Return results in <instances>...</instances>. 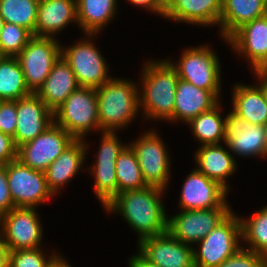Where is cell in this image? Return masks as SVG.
<instances>
[{"label":"cell","mask_w":267,"mask_h":267,"mask_svg":"<svg viewBox=\"0 0 267 267\" xmlns=\"http://www.w3.org/2000/svg\"><path fill=\"white\" fill-rule=\"evenodd\" d=\"M165 189L147 186L140 190H128L118 195L103 210L107 214L121 216L137 234V243L144 238L163 234L167 231L168 213L163 195Z\"/></svg>","instance_id":"1"},{"label":"cell","mask_w":267,"mask_h":267,"mask_svg":"<svg viewBox=\"0 0 267 267\" xmlns=\"http://www.w3.org/2000/svg\"><path fill=\"white\" fill-rule=\"evenodd\" d=\"M139 73L140 120L173 124L176 86L179 80L175 68L164 57L147 59Z\"/></svg>","instance_id":"2"},{"label":"cell","mask_w":267,"mask_h":267,"mask_svg":"<svg viewBox=\"0 0 267 267\" xmlns=\"http://www.w3.org/2000/svg\"><path fill=\"white\" fill-rule=\"evenodd\" d=\"M96 93L101 131L122 132L141 117L138 81L114 75Z\"/></svg>","instance_id":"3"},{"label":"cell","mask_w":267,"mask_h":267,"mask_svg":"<svg viewBox=\"0 0 267 267\" xmlns=\"http://www.w3.org/2000/svg\"><path fill=\"white\" fill-rule=\"evenodd\" d=\"M211 44L185 47L179 60L166 58L175 68L179 79L210 92H222V66L219 53Z\"/></svg>","instance_id":"4"},{"label":"cell","mask_w":267,"mask_h":267,"mask_svg":"<svg viewBox=\"0 0 267 267\" xmlns=\"http://www.w3.org/2000/svg\"><path fill=\"white\" fill-rule=\"evenodd\" d=\"M98 34L84 33L71 45L61 44V56L70 65L79 86L97 88L111 79L110 65L94 41Z\"/></svg>","instance_id":"5"},{"label":"cell","mask_w":267,"mask_h":267,"mask_svg":"<svg viewBox=\"0 0 267 267\" xmlns=\"http://www.w3.org/2000/svg\"><path fill=\"white\" fill-rule=\"evenodd\" d=\"M96 89L79 86L54 112V122L75 139L101 132Z\"/></svg>","instance_id":"6"},{"label":"cell","mask_w":267,"mask_h":267,"mask_svg":"<svg viewBox=\"0 0 267 267\" xmlns=\"http://www.w3.org/2000/svg\"><path fill=\"white\" fill-rule=\"evenodd\" d=\"M128 143L136 153L146 184L168 190L172 179V154L158 130L153 126Z\"/></svg>","instance_id":"7"},{"label":"cell","mask_w":267,"mask_h":267,"mask_svg":"<svg viewBox=\"0 0 267 267\" xmlns=\"http://www.w3.org/2000/svg\"><path fill=\"white\" fill-rule=\"evenodd\" d=\"M240 213L232 211L193 247L195 267H218L242 246Z\"/></svg>","instance_id":"8"},{"label":"cell","mask_w":267,"mask_h":267,"mask_svg":"<svg viewBox=\"0 0 267 267\" xmlns=\"http://www.w3.org/2000/svg\"><path fill=\"white\" fill-rule=\"evenodd\" d=\"M38 208L14 207L0 216V234L9 251L40 248L44 228Z\"/></svg>","instance_id":"9"},{"label":"cell","mask_w":267,"mask_h":267,"mask_svg":"<svg viewBox=\"0 0 267 267\" xmlns=\"http://www.w3.org/2000/svg\"><path fill=\"white\" fill-rule=\"evenodd\" d=\"M232 208L227 199L213 209L179 210L168 215L167 231L178 241L194 247L233 211Z\"/></svg>","instance_id":"10"},{"label":"cell","mask_w":267,"mask_h":267,"mask_svg":"<svg viewBox=\"0 0 267 267\" xmlns=\"http://www.w3.org/2000/svg\"><path fill=\"white\" fill-rule=\"evenodd\" d=\"M8 187L15 207L40 208L55 198L49 190L45 172L32 169L15 159L5 165ZM40 206V207H39Z\"/></svg>","instance_id":"11"},{"label":"cell","mask_w":267,"mask_h":267,"mask_svg":"<svg viewBox=\"0 0 267 267\" xmlns=\"http://www.w3.org/2000/svg\"><path fill=\"white\" fill-rule=\"evenodd\" d=\"M61 40L33 36L17 56L28 89L36 93L61 57Z\"/></svg>","instance_id":"12"},{"label":"cell","mask_w":267,"mask_h":267,"mask_svg":"<svg viewBox=\"0 0 267 267\" xmlns=\"http://www.w3.org/2000/svg\"><path fill=\"white\" fill-rule=\"evenodd\" d=\"M74 140L54 122L35 139L17 147V160L32 169L45 171Z\"/></svg>","instance_id":"13"},{"label":"cell","mask_w":267,"mask_h":267,"mask_svg":"<svg viewBox=\"0 0 267 267\" xmlns=\"http://www.w3.org/2000/svg\"><path fill=\"white\" fill-rule=\"evenodd\" d=\"M228 46L251 72L267 71V14L243 24L228 38Z\"/></svg>","instance_id":"14"},{"label":"cell","mask_w":267,"mask_h":267,"mask_svg":"<svg viewBox=\"0 0 267 267\" xmlns=\"http://www.w3.org/2000/svg\"><path fill=\"white\" fill-rule=\"evenodd\" d=\"M178 202L179 210L213 209L220 207L229 192L195 167L184 178Z\"/></svg>","instance_id":"15"},{"label":"cell","mask_w":267,"mask_h":267,"mask_svg":"<svg viewBox=\"0 0 267 267\" xmlns=\"http://www.w3.org/2000/svg\"><path fill=\"white\" fill-rule=\"evenodd\" d=\"M137 251L159 267H195L193 247L175 239L168 231L137 243Z\"/></svg>","instance_id":"16"},{"label":"cell","mask_w":267,"mask_h":267,"mask_svg":"<svg viewBox=\"0 0 267 267\" xmlns=\"http://www.w3.org/2000/svg\"><path fill=\"white\" fill-rule=\"evenodd\" d=\"M228 112L225 114V143L230 153L245 159H264L265 126L249 124L231 108Z\"/></svg>","instance_id":"17"},{"label":"cell","mask_w":267,"mask_h":267,"mask_svg":"<svg viewBox=\"0 0 267 267\" xmlns=\"http://www.w3.org/2000/svg\"><path fill=\"white\" fill-rule=\"evenodd\" d=\"M90 143L92 142H89L87 138L75 139L44 171L47 186L55 197H58L57 194H60L63 188L78 176L79 172H85L84 165L91 152L89 151Z\"/></svg>","instance_id":"18"},{"label":"cell","mask_w":267,"mask_h":267,"mask_svg":"<svg viewBox=\"0 0 267 267\" xmlns=\"http://www.w3.org/2000/svg\"><path fill=\"white\" fill-rule=\"evenodd\" d=\"M16 112V147L35 139L54 123V113L35 93L16 100Z\"/></svg>","instance_id":"19"},{"label":"cell","mask_w":267,"mask_h":267,"mask_svg":"<svg viewBox=\"0 0 267 267\" xmlns=\"http://www.w3.org/2000/svg\"><path fill=\"white\" fill-rule=\"evenodd\" d=\"M221 0H165L163 19L202 27L219 26Z\"/></svg>","instance_id":"20"},{"label":"cell","mask_w":267,"mask_h":267,"mask_svg":"<svg viewBox=\"0 0 267 267\" xmlns=\"http://www.w3.org/2000/svg\"><path fill=\"white\" fill-rule=\"evenodd\" d=\"M196 149L193 161L195 168L230 193L232 188L228 180L239 170V165L238 159L230 153L226 143L202 145Z\"/></svg>","instance_id":"21"},{"label":"cell","mask_w":267,"mask_h":267,"mask_svg":"<svg viewBox=\"0 0 267 267\" xmlns=\"http://www.w3.org/2000/svg\"><path fill=\"white\" fill-rule=\"evenodd\" d=\"M78 27L76 0H40L36 37L57 38L69 25ZM61 33V34H59Z\"/></svg>","instance_id":"22"},{"label":"cell","mask_w":267,"mask_h":267,"mask_svg":"<svg viewBox=\"0 0 267 267\" xmlns=\"http://www.w3.org/2000/svg\"><path fill=\"white\" fill-rule=\"evenodd\" d=\"M222 94L198 88L179 79L176 86L173 124L178 122L187 124L199 114L212 109L223 100Z\"/></svg>","instance_id":"23"},{"label":"cell","mask_w":267,"mask_h":267,"mask_svg":"<svg viewBox=\"0 0 267 267\" xmlns=\"http://www.w3.org/2000/svg\"><path fill=\"white\" fill-rule=\"evenodd\" d=\"M232 87L231 110L251 125L266 126L267 101L263 88L256 81L254 85L238 82Z\"/></svg>","instance_id":"24"},{"label":"cell","mask_w":267,"mask_h":267,"mask_svg":"<svg viewBox=\"0 0 267 267\" xmlns=\"http://www.w3.org/2000/svg\"><path fill=\"white\" fill-rule=\"evenodd\" d=\"M267 14V0H224L218 34L228 45V38L243 24Z\"/></svg>","instance_id":"25"},{"label":"cell","mask_w":267,"mask_h":267,"mask_svg":"<svg viewBox=\"0 0 267 267\" xmlns=\"http://www.w3.org/2000/svg\"><path fill=\"white\" fill-rule=\"evenodd\" d=\"M78 87L74 72L61 56L35 94L54 113Z\"/></svg>","instance_id":"26"},{"label":"cell","mask_w":267,"mask_h":267,"mask_svg":"<svg viewBox=\"0 0 267 267\" xmlns=\"http://www.w3.org/2000/svg\"><path fill=\"white\" fill-rule=\"evenodd\" d=\"M119 0H76L78 28L82 33L101 34L117 17Z\"/></svg>","instance_id":"27"},{"label":"cell","mask_w":267,"mask_h":267,"mask_svg":"<svg viewBox=\"0 0 267 267\" xmlns=\"http://www.w3.org/2000/svg\"><path fill=\"white\" fill-rule=\"evenodd\" d=\"M222 100L212 109L199 114L186 125L199 146L225 142L226 116Z\"/></svg>","instance_id":"28"},{"label":"cell","mask_w":267,"mask_h":267,"mask_svg":"<svg viewBox=\"0 0 267 267\" xmlns=\"http://www.w3.org/2000/svg\"><path fill=\"white\" fill-rule=\"evenodd\" d=\"M17 57H6L0 62V100L16 101L30 95Z\"/></svg>","instance_id":"29"},{"label":"cell","mask_w":267,"mask_h":267,"mask_svg":"<svg viewBox=\"0 0 267 267\" xmlns=\"http://www.w3.org/2000/svg\"><path fill=\"white\" fill-rule=\"evenodd\" d=\"M242 247L267 257V204L249 217H241Z\"/></svg>","instance_id":"30"},{"label":"cell","mask_w":267,"mask_h":267,"mask_svg":"<svg viewBox=\"0 0 267 267\" xmlns=\"http://www.w3.org/2000/svg\"><path fill=\"white\" fill-rule=\"evenodd\" d=\"M115 172L118 193L140 190L148 186L142 177L136 153L129 144L117 157Z\"/></svg>","instance_id":"31"},{"label":"cell","mask_w":267,"mask_h":267,"mask_svg":"<svg viewBox=\"0 0 267 267\" xmlns=\"http://www.w3.org/2000/svg\"><path fill=\"white\" fill-rule=\"evenodd\" d=\"M40 0H0V16L7 23L26 28L35 36Z\"/></svg>","instance_id":"32"},{"label":"cell","mask_w":267,"mask_h":267,"mask_svg":"<svg viewBox=\"0 0 267 267\" xmlns=\"http://www.w3.org/2000/svg\"><path fill=\"white\" fill-rule=\"evenodd\" d=\"M86 172L94 179L96 199L104 208L118 195L115 164L91 163Z\"/></svg>","instance_id":"33"},{"label":"cell","mask_w":267,"mask_h":267,"mask_svg":"<svg viewBox=\"0 0 267 267\" xmlns=\"http://www.w3.org/2000/svg\"><path fill=\"white\" fill-rule=\"evenodd\" d=\"M47 253L44 247L9 251V267H49L61 254L56 250Z\"/></svg>","instance_id":"34"},{"label":"cell","mask_w":267,"mask_h":267,"mask_svg":"<svg viewBox=\"0 0 267 267\" xmlns=\"http://www.w3.org/2000/svg\"><path fill=\"white\" fill-rule=\"evenodd\" d=\"M32 37L26 28L5 22L0 33V48L7 57H17Z\"/></svg>","instance_id":"35"},{"label":"cell","mask_w":267,"mask_h":267,"mask_svg":"<svg viewBox=\"0 0 267 267\" xmlns=\"http://www.w3.org/2000/svg\"><path fill=\"white\" fill-rule=\"evenodd\" d=\"M99 135L100 144L93 155L96 158L91 160L92 163L116 164L117 157L129 143L121 141L118 132L101 131Z\"/></svg>","instance_id":"36"},{"label":"cell","mask_w":267,"mask_h":267,"mask_svg":"<svg viewBox=\"0 0 267 267\" xmlns=\"http://www.w3.org/2000/svg\"><path fill=\"white\" fill-rule=\"evenodd\" d=\"M218 267H267V257L241 246Z\"/></svg>","instance_id":"37"},{"label":"cell","mask_w":267,"mask_h":267,"mask_svg":"<svg viewBox=\"0 0 267 267\" xmlns=\"http://www.w3.org/2000/svg\"><path fill=\"white\" fill-rule=\"evenodd\" d=\"M17 124L16 101L0 102V132L11 136L15 135Z\"/></svg>","instance_id":"38"},{"label":"cell","mask_w":267,"mask_h":267,"mask_svg":"<svg viewBox=\"0 0 267 267\" xmlns=\"http://www.w3.org/2000/svg\"><path fill=\"white\" fill-rule=\"evenodd\" d=\"M14 207L8 187L7 171L5 165H0V216Z\"/></svg>","instance_id":"39"},{"label":"cell","mask_w":267,"mask_h":267,"mask_svg":"<svg viewBox=\"0 0 267 267\" xmlns=\"http://www.w3.org/2000/svg\"><path fill=\"white\" fill-rule=\"evenodd\" d=\"M17 159V147L11 136L0 132V165Z\"/></svg>","instance_id":"40"},{"label":"cell","mask_w":267,"mask_h":267,"mask_svg":"<svg viewBox=\"0 0 267 267\" xmlns=\"http://www.w3.org/2000/svg\"><path fill=\"white\" fill-rule=\"evenodd\" d=\"M134 7L142 8L143 11L147 10L148 13L160 16L163 19L165 14V0H125Z\"/></svg>","instance_id":"41"},{"label":"cell","mask_w":267,"mask_h":267,"mask_svg":"<svg viewBox=\"0 0 267 267\" xmlns=\"http://www.w3.org/2000/svg\"><path fill=\"white\" fill-rule=\"evenodd\" d=\"M136 252L127 259V267H159L145 259L137 250Z\"/></svg>","instance_id":"42"},{"label":"cell","mask_w":267,"mask_h":267,"mask_svg":"<svg viewBox=\"0 0 267 267\" xmlns=\"http://www.w3.org/2000/svg\"><path fill=\"white\" fill-rule=\"evenodd\" d=\"M254 80L263 88L264 95L267 101V71H254L251 72Z\"/></svg>","instance_id":"43"},{"label":"cell","mask_w":267,"mask_h":267,"mask_svg":"<svg viewBox=\"0 0 267 267\" xmlns=\"http://www.w3.org/2000/svg\"><path fill=\"white\" fill-rule=\"evenodd\" d=\"M0 267H9V249L0 234Z\"/></svg>","instance_id":"44"},{"label":"cell","mask_w":267,"mask_h":267,"mask_svg":"<svg viewBox=\"0 0 267 267\" xmlns=\"http://www.w3.org/2000/svg\"><path fill=\"white\" fill-rule=\"evenodd\" d=\"M63 254H60L49 267H73Z\"/></svg>","instance_id":"45"},{"label":"cell","mask_w":267,"mask_h":267,"mask_svg":"<svg viewBox=\"0 0 267 267\" xmlns=\"http://www.w3.org/2000/svg\"><path fill=\"white\" fill-rule=\"evenodd\" d=\"M264 158H267V125L265 126Z\"/></svg>","instance_id":"46"},{"label":"cell","mask_w":267,"mask_h":267,"mask_svg":"<svg viewBox=\"0 0 267 267\" xmlns=\"http://www.w3.org/2000/svg\"><path fill=\"white\" fill-rule=\"evenodd\" d=\"M7 56L4 54L2 49L0 48V62H2Z\"/></svg>","instance_id":"47"},{"label":"cell","mask_w":267,"mask_h":267,"mask_svg":"<svg viewBox=\"0 0 267 267\" xmlns=\"http://www.w3.org/2000/svg\"><path fill=\"white\" fill-rule=\"evenodd\" d=\"M4 24H5V20L0 16V33H1V30L3 29V27H4Z\"/></svg>","instance_id":"48"}]
</instances>
